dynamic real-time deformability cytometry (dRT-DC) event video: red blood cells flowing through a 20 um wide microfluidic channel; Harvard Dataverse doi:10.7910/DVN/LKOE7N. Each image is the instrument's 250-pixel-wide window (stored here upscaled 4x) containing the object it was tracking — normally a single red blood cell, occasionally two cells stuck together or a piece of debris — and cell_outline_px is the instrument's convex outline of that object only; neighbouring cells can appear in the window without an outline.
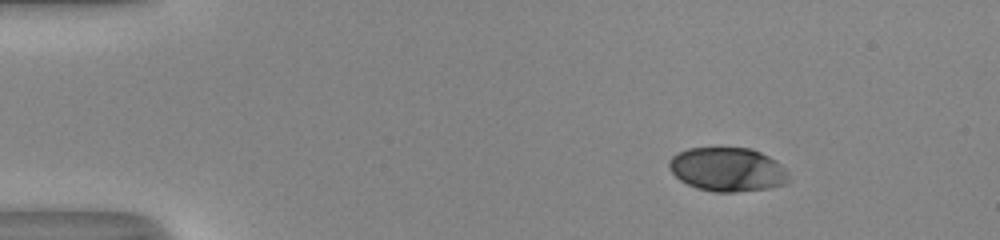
{"species": "human", "species_latin": "Homo sapiens", "temperature_condition": "room temperature", "stored_images_in_passage": 46, "camera_frame_rate_fps": 3000, "um_per_image_px": 0.085, "donor": {"sex": "male"}, "frame": {"image": 1, "passage_image": 1, "time_ms": 0.0, "image_size_px": [1000, 240], "cell_outline_px": [[788, 180], [784, 184], [768, 188], [736, 192], [716, 192], [696, 188], [680, 180], [668, 168], [668, 160], [672, 156], [688, 148], [752, 148], [776, 160], [784, 168], [788, 176]], "centroid_in_image_um": [61.81, 14.4], "position_along_channel_um": 23.2, "area_um2": 30.52}}
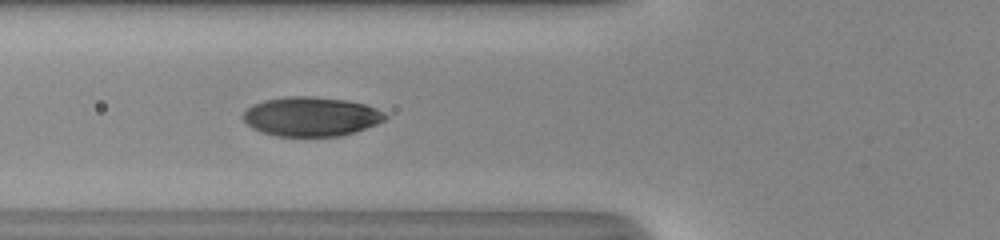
{"frame": {"image": 2, "passage_image": 14, "time_ms": 4.333, "image_size_px": [1000, 240], "cell_outline_px": [[388, 116], [384, 120], [376, 124], [356, 132], [340, 136], [276, 136], [260, 132], [252, 128], [244, 120], [244, 112], [248, 108], [264, 100], [284, 96], [316, 96], [348, 100], [364, 104], [376, 108], [384, 112]], "centroid_in_image_um": [26.47, 9.9], "position_along_channel_um": 99.3, "area_um2": 32.66}}
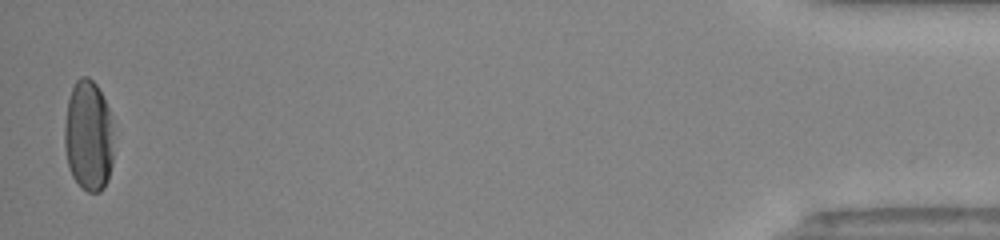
{"frame": {"image": 3, "passage_image": 45, "time_ms": 14.667, "image_size_px": [1000, 240], "cell_outline_px": [[112, 164], [104, 188], [100, 192], [88, 192], [72, 176], [68, 168], [64, 148], [64, 124], [68, 100], [72, 88], [76, 80], [80, 76], [88, 76], [96, 84], [108, 108], [112, 128]], "centroid_in_image_um": [7.49, 11.54], "position_along_channel_um": 427.7, "area_um2": 31.73}, "authors_computed_cell_mechanics": {"area_um2": 32.2524, "velocity_mm_per_s": 4.0432, "shape_relaxation_time_tau1_ms": 2.9878, "shape_relaxation_time_tau2_ms": null, "deformation_change_tau1": 0.1761, "deformation_change_tau2": null}}